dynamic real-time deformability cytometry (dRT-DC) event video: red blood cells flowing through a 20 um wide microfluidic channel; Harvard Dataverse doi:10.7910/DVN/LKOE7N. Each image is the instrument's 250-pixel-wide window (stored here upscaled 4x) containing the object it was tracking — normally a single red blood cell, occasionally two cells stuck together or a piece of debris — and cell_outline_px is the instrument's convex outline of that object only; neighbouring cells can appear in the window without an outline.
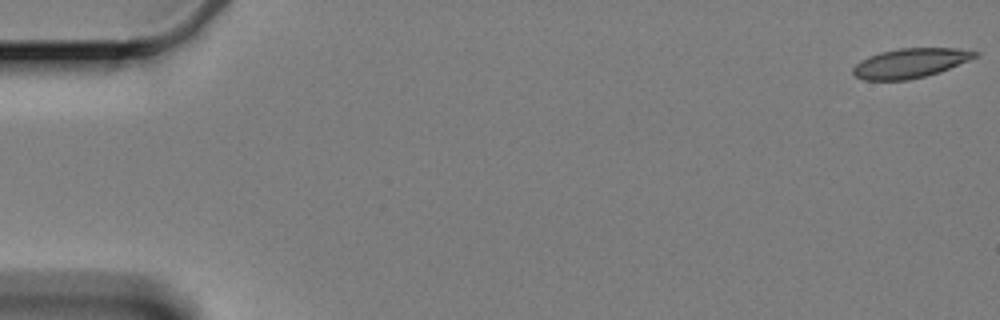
{"species": "Egyptian fruit bat (a non-hibernating species)", "species_latin": "Rousettus aegyptiacus", "temperature_condition": "cold", "stored_images_in_passage": 60, "camera_frame_rate_fps": 3000, "um_per_image_px": 0.085, "animal": {"sex": "female"}, "frame": {"image": 1, "passage_image": 1, "time_ms": 0.0, "image_size_px": [1000, 320], "cell_outline_px": [[980, 52], [976, 56], [968, 60], [940, 72], [908, 80], [864, 80], [856, 76], [852, 72], [852, 68], [860, 60], [868, 56], [880, 52], [900, 48], [956, 48]], "centroid_in_image_um": [77.33, 5.36], "position_along_channel_um": 7.7, "area_um2": 20.87}}
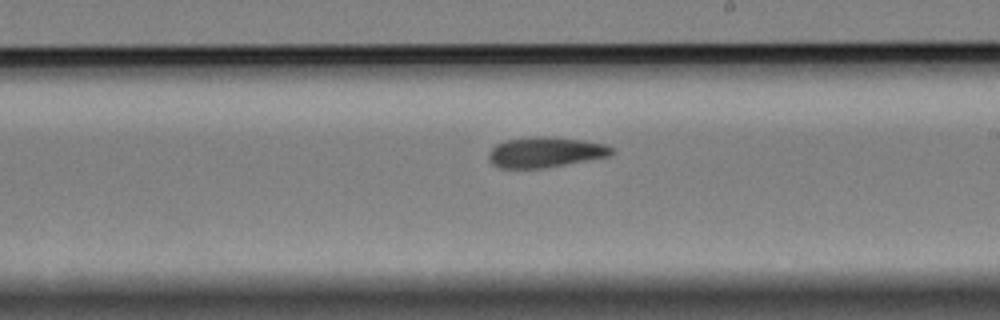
{"frame": {"image": 2, "passage_image": 35, "time_ms": 11.333, "image_size_px": [1000, 320], "cell_outline_px": [[612, 152], [608, 156], [564, 164], [540, 168], [500, 168], [492, 164], [488, 160], [488, 152], [496, 144], [504, 140], [532, 136], [544, 136], [580, 140], [604, 144], [612, 148]], "centroid_in_image_um": [46.25, 12.93], "position_along_channel_um": 242.7, "area_um2": 21.5}}
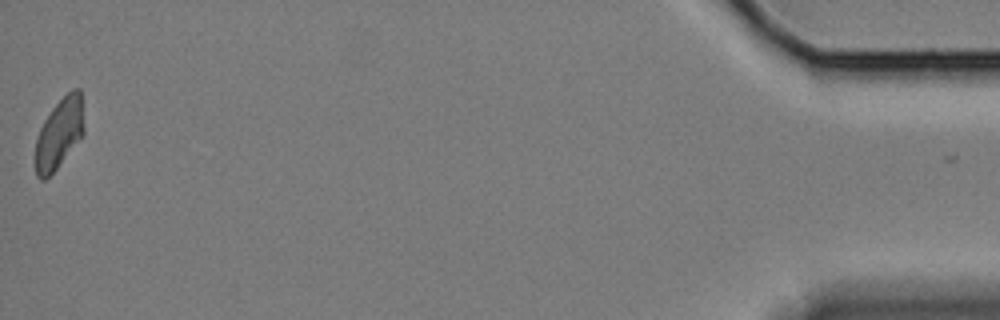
{"frame": {"image": 3, "passage_image": 60, "time_ms": 19.667, "image_size_px": [1000, 320], "cell_outline_px": [[84, 132], [56, 168], [44, 180], [40, 180], [36, 176], [36, 140], [40, 128], [44, 120], [52, 108], [72, 88], [80, 88], [84, 128]], "centroid_in_image_um": [5.03, 11.31], "position_along_channel_um": 430.2, "area_um2": 19.36}, "authors_computed_cell_mechanics": {"area_um2": 21.5594, "velocity_mm_per_s": 3.342, "shape_relaxation_time_tau1_ms": null, "shape_relaxation_time_tau2_ms": 6.8815, "deformation_change_tau1": null, "deformation_change_tau2": 0.1298}}